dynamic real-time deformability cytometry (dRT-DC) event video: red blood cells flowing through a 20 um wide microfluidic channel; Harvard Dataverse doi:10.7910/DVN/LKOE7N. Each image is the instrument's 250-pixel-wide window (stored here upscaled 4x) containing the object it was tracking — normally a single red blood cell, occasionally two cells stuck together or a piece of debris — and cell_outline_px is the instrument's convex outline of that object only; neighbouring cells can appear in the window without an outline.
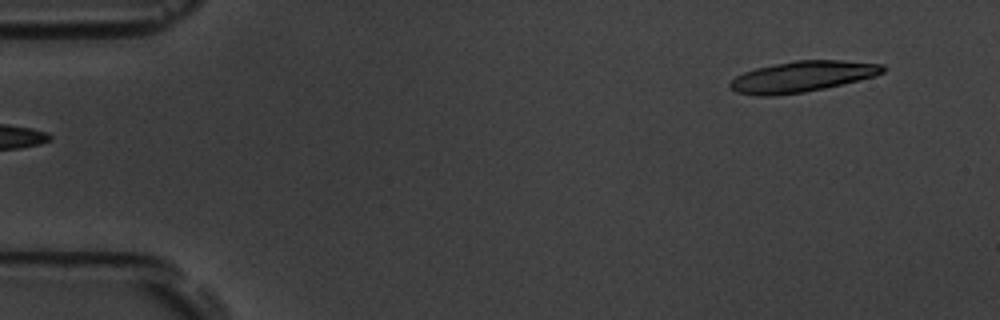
{"species": "common noctule bat (a hibernating species)", "species_latin": "Nyctalus noctula", "temperature_condition": "room temperature", "stored_images_in_passage": 6, "segment_of_instrument_passage": [2, 2], "camera_frame_rate_fps": 3000, "um_per_image_px": 0.085, "animal": {"sex": "male", "body_mass_g": 19.5, "forearm_length_mm": 54.6}, "frame": {"image": 1, "passage_image": 6, "time_ms": 5.667, "image_size_px": [1000, 320], "cell_outline_px": [[888, 68], [884, 72], [876, 76], [824, 88], [804, 92], [768, 96], [756, 96], [736, 92], [728, 84], [736, 76], [744, 72], [756, 68], [796, 60], [840, 60], [884, 64]], "centroid_in_image_um": [68.22, 6.5], "position_along_channel_um": 16.8, "area_um2": 27.4}}